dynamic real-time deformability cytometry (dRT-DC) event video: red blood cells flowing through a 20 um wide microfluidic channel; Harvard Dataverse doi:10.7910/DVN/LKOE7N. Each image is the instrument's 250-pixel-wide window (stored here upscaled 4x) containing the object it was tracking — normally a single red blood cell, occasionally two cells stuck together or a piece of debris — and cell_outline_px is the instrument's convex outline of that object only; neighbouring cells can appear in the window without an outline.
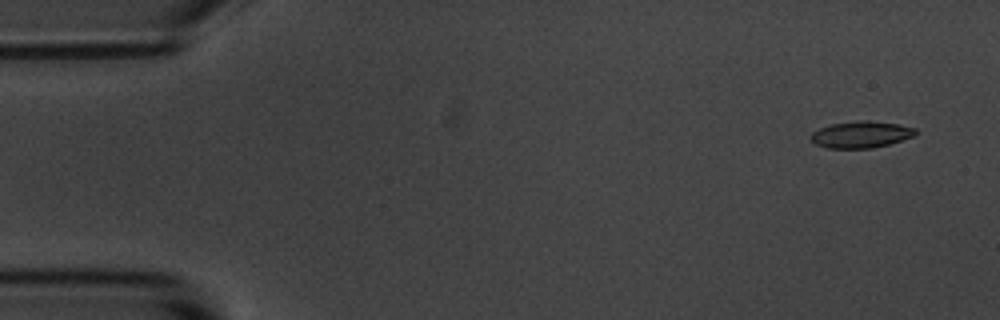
{"species": "common noctule bat (a hibernating species)", "species_latin": "Nyctalus noctula", "temperature_condition": "room temperature", "stored_images_in_passage": 8, "camera_frame_rate_fps": 3000, "um_per_image_px": 0.085, "animal": {"sex": "male", "body_mass_g": 20.1, "forearm_length_mm": 53.5}, "frame": {"image": 1, "passage_image": 1, "time_ms": 0.0, "image_size_px": [1000, 320], "cell_outline_px": [[916, 136], [888, 144], [872, 148], [828, 148], [816, 144], [808, 136], [812, 132], [820, 128], [832, 124], [860, 120], [868, 120], [900, 124], [916, 128]], "centroid_in_image_um": [73.2, 11.43], "position_along_channel_um": 11.8, "area_um2": 16.3}}
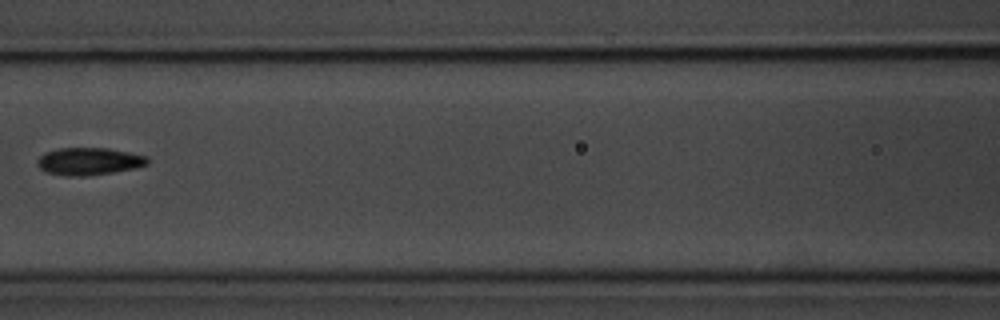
{"frame": {"image": 2, "passage_image": 7, "time_ms": 7.0, "image_size_px": [1000, 320], "cell_outline_px": [[148, 164], [136, 168], [88, 176], [64, 176], [44, 172], [36, 164], [36, 160], [44, 152], [60, 148], [108, 148], [148, 156]], "centroid_in_image_um": [7.53, 13.72], "position_along_channel_um": 159.1, "area_um2": 17.8}}
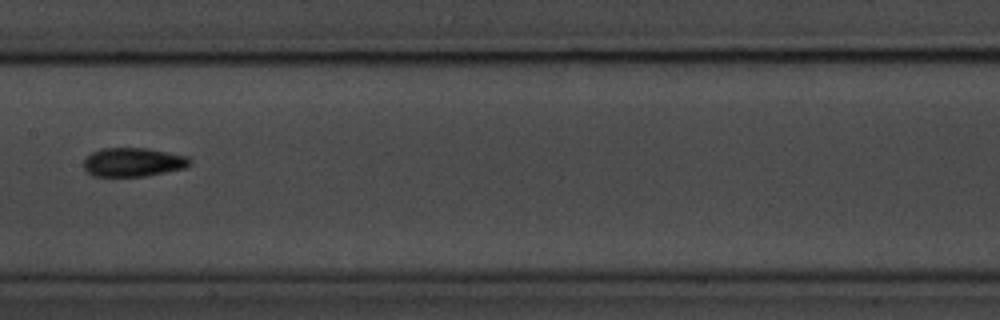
{"frame": {"image": 3, "passage_image": 8, "time_ms": 8.0, "image_size_px": [1000, 320], "cell_outline_px": [[192, 164], [184, 168], [144, 176], [92, 176], [84, 168], [84, 160], [92, 152], [100, 148], [148, 148], [188, 156], [192, 160]], "centroid_in_image_um": [11.33, 13.77], "position_along_channel_um": 196.1, "area_um2": 17.86}}